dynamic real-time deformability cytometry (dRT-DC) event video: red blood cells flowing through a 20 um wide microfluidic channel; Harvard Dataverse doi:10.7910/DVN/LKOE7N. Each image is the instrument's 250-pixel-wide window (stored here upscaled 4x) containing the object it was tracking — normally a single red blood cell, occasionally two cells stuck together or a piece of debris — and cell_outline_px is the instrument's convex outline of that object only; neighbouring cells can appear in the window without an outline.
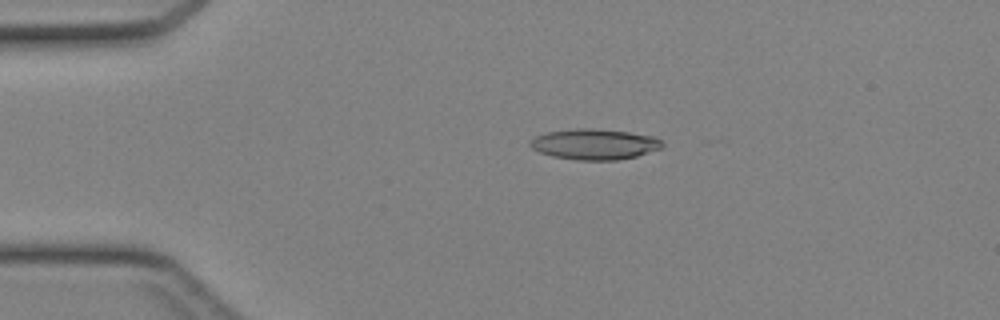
{"species": "Egyptian fruit bat (a non-hibernating species)", "species_latin": "Rousettus aegyptiacus", "temperature_condition": "cold", "stored_images_in_passage": 27, "camera_frame_rate_fps": 3000, "um_per_image_px": 0.085, "animal": {"sex": "female"}, "frame": {"image": 1, "passage_image": 10, "time_ms": 3.0, "image_size_px": [1000, 320], "cell_outline_px": [[664, 144], [660, 148], [636, 156], [616, 160], [576, 160], [552, 156], [540, 152], [532, 148], [528, 144], [528, 140], [536, 136], [548, 132], [580, 128], [588, 128], [628, 132], [656, 136]], "centroid_in_image_um": [50.51, 12.26], "position_along_channel_um": 34.5, "area_um2": 23.47}}
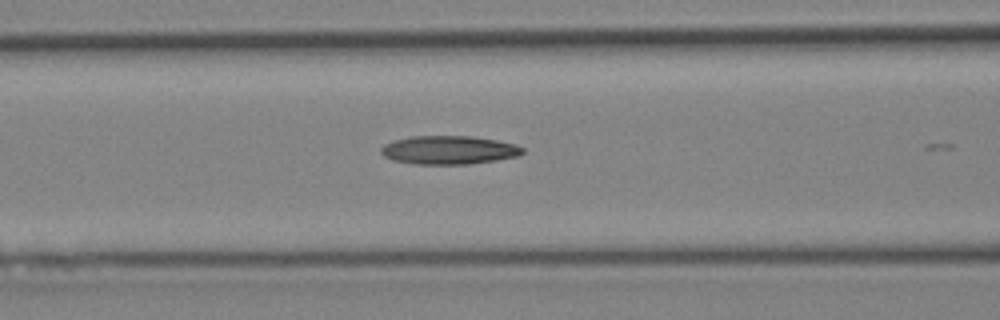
{"frame": {"image": 2, "passage_image": 19, "time_ms": 6.0, "image_size_px": [1000, 320], "cell_outline_px": [[524, 152], [520, 156], [496, 160], [468, 164], [416, 164], [392, 160], [384, 156], [380, 152], [380, 148], [384, 144], [396, 140], [412, 136], [472, 136], [496, 140], [516, 144], [524, 148]], "centroid_in_image_um": [38.17, 12.75], "position_along_channel_um": 128.4, "area_um2": 23.58}}
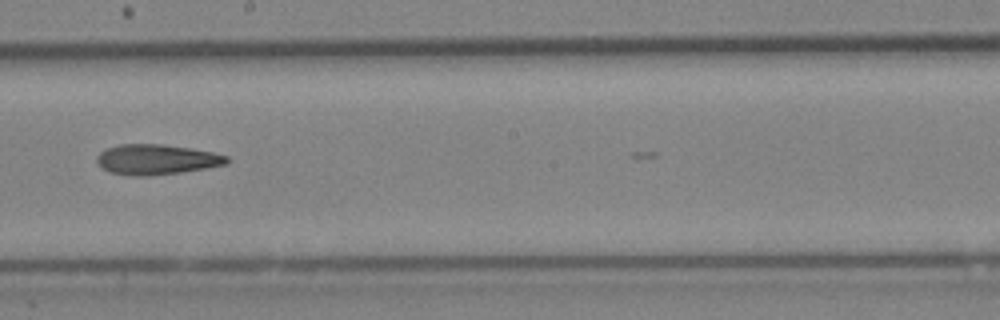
{"frame": {"image": 3, "passage_image": 26, "time_ms": 8.333, "image_size_px": [1000, 320], "cell_outline_px": [[228, 164], [208, 168], [180, 172], [148, 176], [136, 176], [112, 172], [104, 168], [96, 160], [96, 156], [100, 152], [108, 148], [120, 144], [164, 144], [192, 148], [212, 152], [228, 156]], "centroid_in_image_um": [13.35, 13.55], "position_along_channel_um": 234.9, "area_um2": 22.77}}